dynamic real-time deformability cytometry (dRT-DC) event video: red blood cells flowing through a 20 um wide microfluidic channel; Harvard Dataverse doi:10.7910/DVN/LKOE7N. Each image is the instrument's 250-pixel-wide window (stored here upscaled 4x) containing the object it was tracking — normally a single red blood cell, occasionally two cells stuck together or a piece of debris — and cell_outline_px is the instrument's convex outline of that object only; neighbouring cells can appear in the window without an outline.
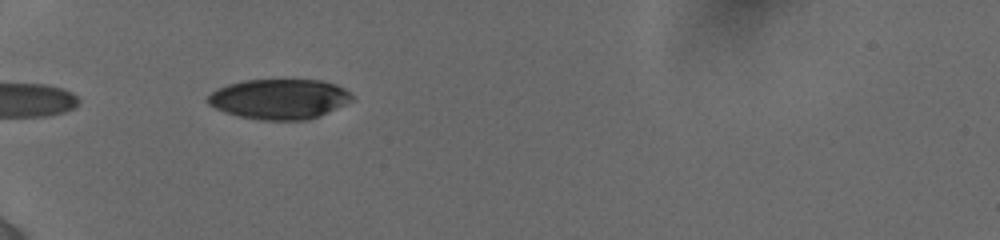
{"species": "human", "species_latin": "Homo sapiens", "temperature_condition": "cold", "stored_images_in_passage": 10, "camera_frame_rate_fps": 3000, "um_per_image_px": 0.085, "donor": {"sex": "female"}, "frame": {"image": 1, "passage_image": 1, "time_ms": 0.0, "image_size_px": [1000, 240], "cell_outline_px": [[356, 100], [320, 116], [308, 120], [260, 120], [240, 116], [224, 112], [208, 104], [208, 96], [212, 92], [228, 84], [244, 80], [320, 80], [336, 84], [344, 88], [356, 96]], "centroid_in_image_um": [23.82, 8.42], "position_along_channel_um": 61.2, "area_um2": 33.93}}
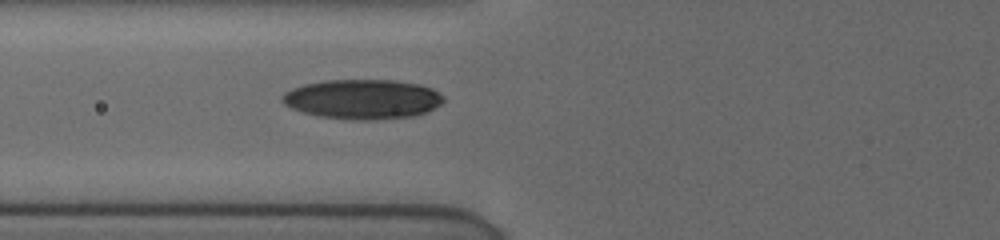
{"frame": {"image": 2, "passage_image": 7, "time_ms": 1.333, "image_size_px": [1000, 240], "cell_outline_px": [[444, 100], [440, 104], [428, 112], [416, 116], [372, 120], [352, 120], [320, 116], [304, 112], [292, 108], [284, 104], [280, 100], [280, 96], [284, 92], [292, 88], [304, 84], [324, 80], [392, 80], [420, 84], [432, 88], [444, 96]], "centroid_in_image_um": [30.82, 8.43], "position_along_channel_um": 95.0, "area_um2": 37.57}}